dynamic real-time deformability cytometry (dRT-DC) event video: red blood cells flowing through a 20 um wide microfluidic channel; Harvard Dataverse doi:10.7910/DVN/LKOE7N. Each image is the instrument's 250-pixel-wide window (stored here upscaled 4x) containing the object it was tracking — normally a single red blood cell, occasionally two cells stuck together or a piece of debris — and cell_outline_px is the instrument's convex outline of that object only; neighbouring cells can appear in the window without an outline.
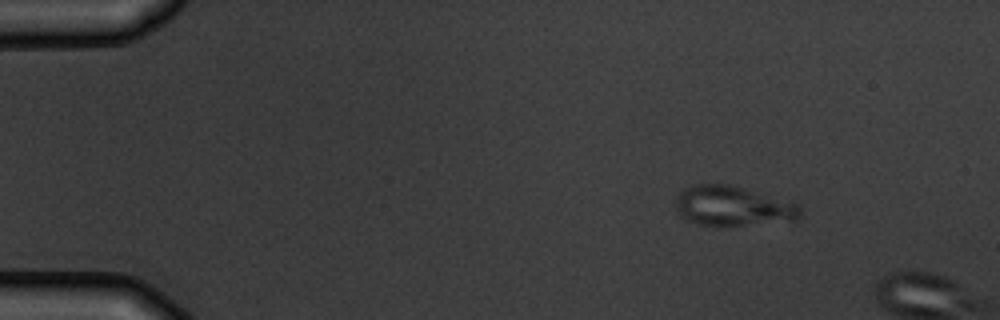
{"species": "common noctule bat (a hibernating species)", "species_latin": "Nyctalus noctula", "temperature_condition": "warm", "stored_images_in_passage": 3, "camera_frame_rate_fps": 3000, "um_per_image_px": 0.085, "animal": {"sex": "male", "body_mass_g": 19.5, "forearm_length_mm": 54.6}, "frame": {"image": 1, "passage_image": 2, "time_ms": 1.0, "image_size_px": [1000, 320], "cell_outline_px": [[800, 216], [796, 220], [720, 228], [696, 224], [680, 216], [676, 208], [676, 196], [684, 188], [692, 184], [728, 184], [792, 200], [800, 204]], "centroid_in_image_um": [62.3, 17.53], "position_along_channel_um": 22.7, "area_um2": 29.88}}